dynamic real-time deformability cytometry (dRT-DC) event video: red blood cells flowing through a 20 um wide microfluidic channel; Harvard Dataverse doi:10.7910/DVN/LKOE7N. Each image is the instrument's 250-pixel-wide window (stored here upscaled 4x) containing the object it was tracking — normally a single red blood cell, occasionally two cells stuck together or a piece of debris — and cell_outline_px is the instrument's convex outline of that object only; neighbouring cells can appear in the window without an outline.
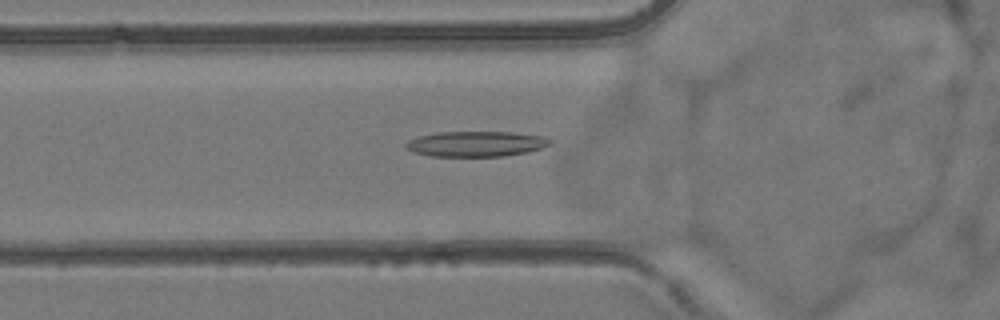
{"species": "common noctule bat (a hibernating species)", "species_latin": "Nyctalus noctula", "temperature_condition": "room temperature", "stored_images_in_passage": 55, "camera_frame_rate_fps": 3000, "um_per_image_px": 0.085, "animal": {"sex": "female", "body_mass_g": 24.6, "forearm_length_mm": 56.2}, "frame": {"image": 1, "passage_image": 19, "time_ms": 6.0, "image_size_px": [1000, 320], "cell_outline_px": [[552, 144], [528, 152], [504, 156], [432, 156], [412, 152], [404, 148], [404, 144], [408, 140], [420, 136], [440, 132], [512, 132], [544, 136], [552, 140]], "centroid_in_image_um": [40.46, 12.23], "position_along_channel_um": 85.3, "area_um2": 21.39}}
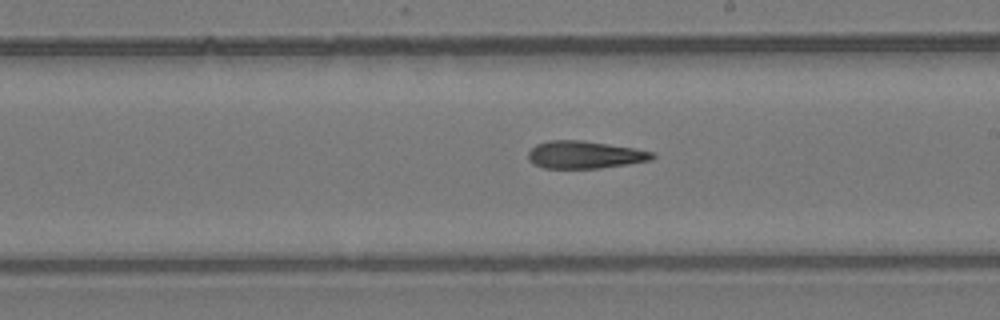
{"frame": {"image": 2, "passage_image": 31, "time_ms": 10.0, "image_size_px": [1000, 320], "cell_outline_px": [[656, 156], [652, 160], [628, 164], [600, 168], [544, 168], [532, 164], [528, 160], [528, 152], [536, 144], [548, 140], [580, 140], [636, 148], [652, 152]], "centroid_in_image_um": [49.69, 13.15], "position_along_channel_um": 239.3, "area_um2": 20.0}}
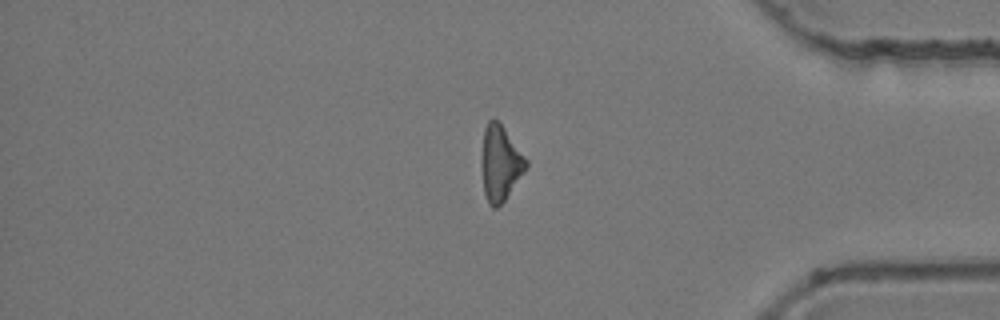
{"frame": {"image": 3, "passage_image": 45, "time_ms": 14.667, "image_size_px": [1000, 320], "cell_outline_px": [[528, 168], [504, 200], [496, 208], [492, 208], [488, 204], [484, 192], [484, 128], [488, 120], [496, 120], [504, 128], [528, 160]], "centroid_in_image_um": [42.58, 13.9], "position_along_channel_um": 392.6, "area_um2": 18.73}, "authors_computed_cell_mechanics": {"area_um2": 20.2878, "velocity_mm_per_s": 3.8422, "shape_relaxation_time_tau1_ms": null, "shape_relaxation_time_tau2_ms": 10.2348, "deformation_change_tau1": null, "deformation_change_tau2": 0.2849}}